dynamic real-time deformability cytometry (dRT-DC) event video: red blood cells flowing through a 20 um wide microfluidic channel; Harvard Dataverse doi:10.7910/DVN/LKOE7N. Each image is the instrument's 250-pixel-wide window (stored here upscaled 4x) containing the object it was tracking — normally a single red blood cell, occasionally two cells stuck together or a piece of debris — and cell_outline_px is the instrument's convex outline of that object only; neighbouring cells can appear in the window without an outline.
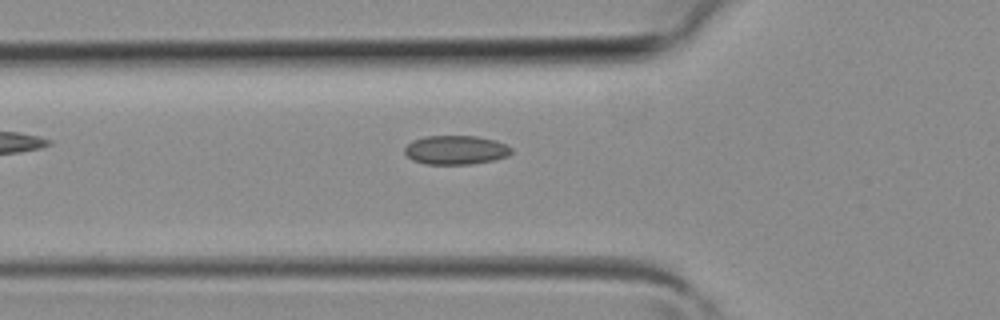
{"species": "common noctule bat (a hibernating species)", "species_latin": "Nyctalus noctula", "temperature_condition": "room temperature", "stored_images_in_passage": 4, "camera_frame_rate_fps": 3000, "um_per_image_px": 0.085, "animal": {"sex": "female", "body_mass_g": 19.3, "forearm_length_mm": 54.1}, "frame": {"image": 1, "passage_image": 4, "time_ms": 1.0, "image_size_px": [1000, 320], "cell_outline_px": [[512, 152], [508, 156], [492, 160], [472, 164], [424, 164], [412, 160], [404, 152], [404, 148], [412, 140], [424, 136], [476, 136], [496, 140], [512, 148]], "centroid_in_image_um": [38.72, 12.74], "position_along_channel_um": 87.1, "area_um2": 18.09}}